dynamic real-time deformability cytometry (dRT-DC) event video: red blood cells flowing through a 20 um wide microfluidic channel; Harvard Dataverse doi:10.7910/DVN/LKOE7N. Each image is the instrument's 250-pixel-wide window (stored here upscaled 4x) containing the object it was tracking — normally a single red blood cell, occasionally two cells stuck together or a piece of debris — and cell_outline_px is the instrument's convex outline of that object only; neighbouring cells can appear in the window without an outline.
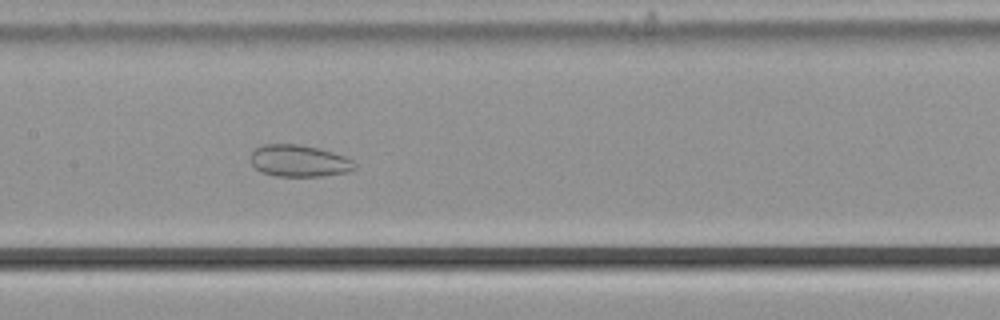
{"species": "common noctule bat (a hibernating species)", "species_latin": "Nyctalus noctula", "temperature_condition": "cold", "stored_images_in_passage": 39, "camera_frame_rate_fps": 3000, "um_per_image_px": 0.085, "animal": {"sex": "male", "body_mass_g": 21.5, "forearm_length_mm": 52.0}, "frame": {"image": 1, "passage_image": 11, "time_ms": 3.333, "image_size_px": [1000, 320], "cell_outline_px": [[356, 168], [348, 172], [324, 176], [276, 176], [260, 172], [248, 160], [252, 152], [256, 148], [264, 144], [300, 144], [332, 152], [344, 156], [352, 160], [356, 164]], "centroid_in_image_um": [25.4, 13.68], "position_along_channel_um": 182.0, "area_um2": 19.42}}
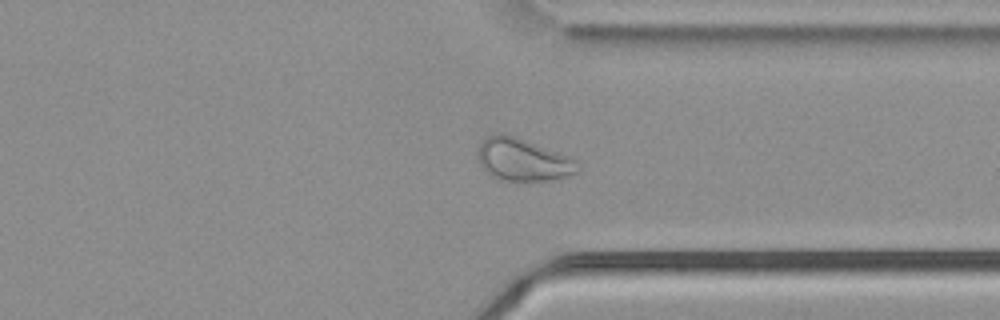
{"frame": {"image": 2, "passage_image": 26, "time_ms": 8.333, "image_size_px": [1000, 320], "cell_outline_px": [[580, 168], [576, 172], [552, 180], [520, 184], [488, 176], [484, 172], [476, 156], [476, 152], [480, 144], [488, 136], [500, 132], [504, 132], [516, 136], [576, 160]], "centroid_in_image_um": [44.36, 13.62], "position_along_channel_um": 367.0, "area_um2": 25.32}}
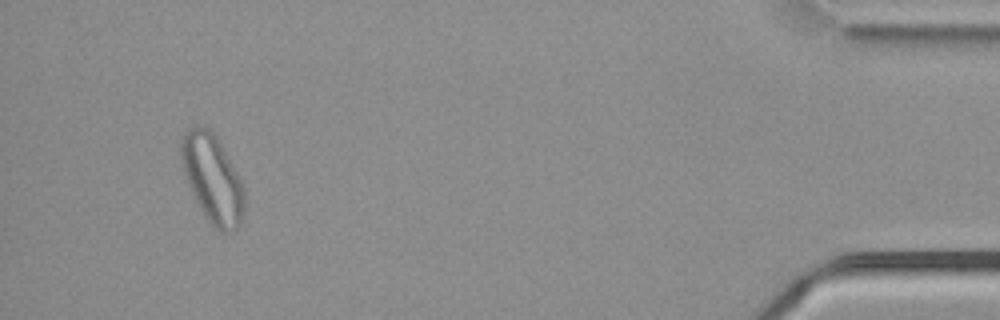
{"frame": {"image": 3, "passage_image": 36, "time_ms": 11.667, "image_size_px": [1000, 320], "cell_outline_px": [[244, 216], [240, 224], [232, 232], [220, 232], [208, 220], [200, 208], [192, 192], [180, 156], [180, 140], [184, 132], [188, 128], [200, 124], [208, 128], [216, 136], [236, 172], [244, 188]], "centroid_in_image_um": [18.06, 15.17], "position_along_channel_um": 417.1, "area_um2": 32.08}, "authors_computed_cell_mechanics": {"area_um2": 24.4494, "velocity_mm_per_s": 3.6958, "shape_relaxation_time_tau1_ms": 1.369, "shape_relaxation_time_tau2_ms": 2.9558, "deformation_change_tau1": null, "deformation_change_tau2": 0.0872}}